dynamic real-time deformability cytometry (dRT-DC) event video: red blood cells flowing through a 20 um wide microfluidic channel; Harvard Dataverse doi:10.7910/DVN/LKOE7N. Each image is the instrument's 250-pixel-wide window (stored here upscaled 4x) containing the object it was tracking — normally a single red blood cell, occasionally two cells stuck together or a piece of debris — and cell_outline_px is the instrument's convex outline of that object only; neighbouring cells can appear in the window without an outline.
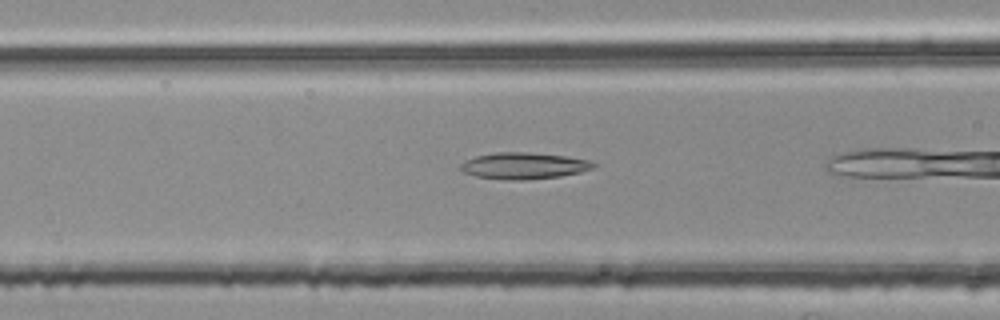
{"species": "common noctule bat (a hibernating species)", "species_latin": "Nyctalus noctula", "temperature_condition": "room temperature", "stored_images_in_passage": 29, "camera_frame_rate_fps": 3000, "um_per_image_px": 0.085, "animal": {"sex": "female", "body_mass_g": 25.1}, "frame": {"image": 1, "passage_image": 17, "time_ms": 5.333, "image_size_px": [1000, 320], "cell_outline_px": [[596, 164], [592, 168], [580, 172], [560, 176], [524, 180], [504, 180], [476, 176], [464, 172], [460, 168], [460, 164], [476, 156], [496, 152], [528, 152], [564, 156], [588, 160]], "centroid_in_image_um": [44.51, 14.09], "position_along_channel_um": 122.1, "area_um2": 20.29}}
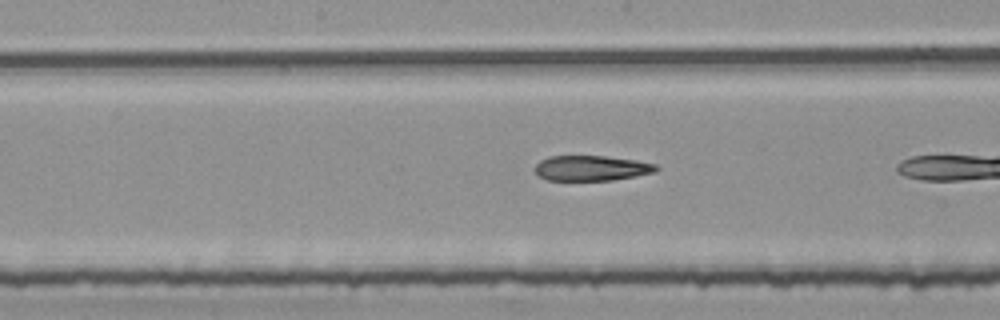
{"frame": {"image": 2, "passage_image": 23, "time_ms": 7.333, "image_size_px": [1000, 320], "cell_outline_px": [[660, 168], [652, 172], [636, 176], [612, 180], [548, 180], [540, 176], [532, 168], [540, 160], [548, 156], [604, 156], [636, 160], [656, 164]], "centroid_in_image_um": [50.24, 14.28], "position_along_channel_um": 198.0, "area_um2": 17.8}}
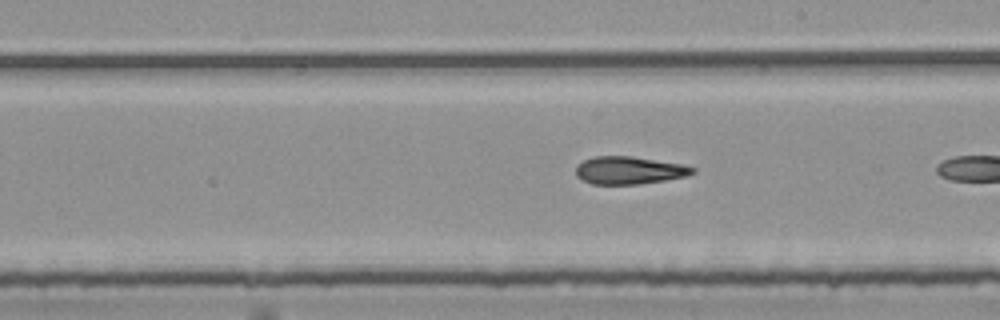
{"frame": {"image": 3, "passage_image": 26, "time_ms": 8.333, "image_size_px": [1000, 320], "cell_outline_px": [[696, 172], [684, 176], [664, 180], [636, 184], [592, 184], [576, 176], [576, 164], [584, 160], [596, 156], [632, 156], [684, 164], [696, 168]], "centroid_in_image_um": [53.48, 14.46], "position_along_channel_um": 235.5, "area_um2": 18.79}}